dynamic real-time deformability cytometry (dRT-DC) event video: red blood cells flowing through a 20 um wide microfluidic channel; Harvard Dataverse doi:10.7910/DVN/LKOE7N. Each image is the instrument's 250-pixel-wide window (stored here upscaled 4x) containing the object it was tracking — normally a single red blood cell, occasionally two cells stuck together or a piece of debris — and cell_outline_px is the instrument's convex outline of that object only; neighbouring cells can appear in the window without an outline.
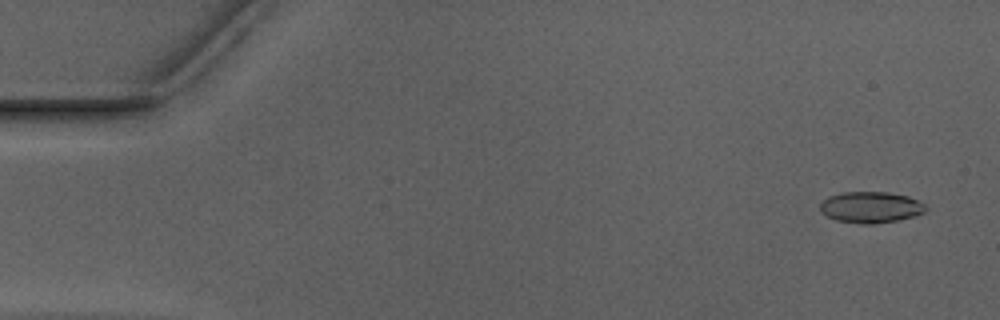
{"species": "Egyptian fruit bat (a non-hibernating species)", "species_latin": "Rousettus aegyptiacus", "temperature_condition": "warm", "stored_images_in_passage": 10, "camera_frame_rate_fps": 3000, "um_per_image_px": 0.085, "animal": {"sex": "male"}, "frame": {"image": 1, "passage_image": 3, "time_ms": 0.667, "image_size_px": [1000, 320], "cell_outline_px": [[928, 208], [924, 212], [912, 216], [896, 220], [872, 224], [864, 224], [836, 220], [820, 212], [820, 204], [828, 196], [844, 192], [888, 192], [908, 196], [920, 200]], "centroid_in_image_um": [74.02, 17.6], "position_along_channel_um": 11.0, "area_um2": 19.13}}